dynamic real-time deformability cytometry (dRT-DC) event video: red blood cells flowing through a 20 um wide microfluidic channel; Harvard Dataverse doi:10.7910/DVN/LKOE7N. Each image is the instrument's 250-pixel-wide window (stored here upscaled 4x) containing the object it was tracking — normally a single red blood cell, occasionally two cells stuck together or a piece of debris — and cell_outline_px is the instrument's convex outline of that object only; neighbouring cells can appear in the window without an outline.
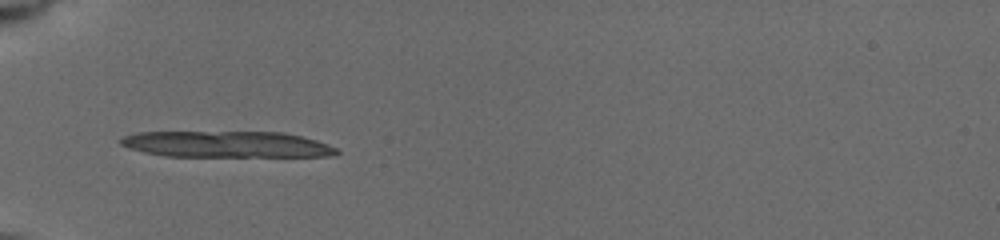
{"species": "common noctule bat (a hibernating species)", "species_latin": "Nyctalus noctula", "temperature_condition": "cold", "stored_images_in_passage": 4, "camera_frame_rate_fps": 3000, "um_per_image_px": 0.085, "animal": {"sex": "female", "body_mass_g": 19.5, "forearm_length_mm": 54.1}, "frame": {"image": 1, "passage_image": 1, "time_ms": 0.0, "image_size_px": [1000, 240], "cell_outline_px": [[340, 152], [328, 156], [164, 156], [144, 152], [128, 148], [120, 144], [120, 140], [124, 136], [140, 132], [284, 132], [316, 140], [336, 148]], "centroid_in_image_um": [19.24, 12.26], "position_along_channel_um": 65.8, "area_um2": 32.83}}